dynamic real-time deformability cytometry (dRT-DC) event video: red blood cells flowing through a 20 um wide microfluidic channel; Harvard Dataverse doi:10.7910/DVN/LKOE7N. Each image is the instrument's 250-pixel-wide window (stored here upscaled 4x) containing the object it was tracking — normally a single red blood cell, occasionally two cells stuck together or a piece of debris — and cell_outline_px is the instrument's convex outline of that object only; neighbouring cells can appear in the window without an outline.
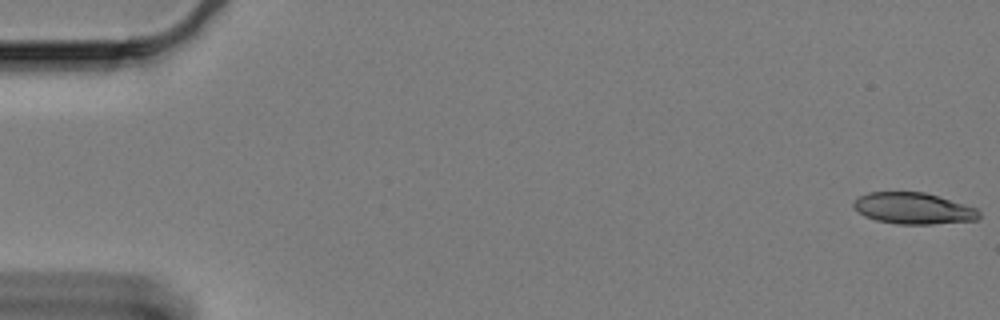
{"species": "Egyptian fruit bat (a non-hibernating species)", "species_latin": "Rousettus aegyptiacus", "temperature_condition": "cold", "stored_images_in_passage": 61, "camera_frame_rate_fps": 3000, "um_per_image_px": 0.085, "animal": {"sex": "female"}, "frame": {"image": 1, "passage_image": 1, "time_ms": 0.0, "image_size_px": [1000, 320], "cell_outline_px": [[980, 216], [976, 220], [932, 224], [896, 224], [876, 220], [864, 216], [852, 204], [860, 196], [868, 192], [924, 192], [976, 208], [980, 212]], "centroid_in_image_um": [77.63, 17.72], "position_along_channel_um": 7.4, "area_um2": 22.66}}
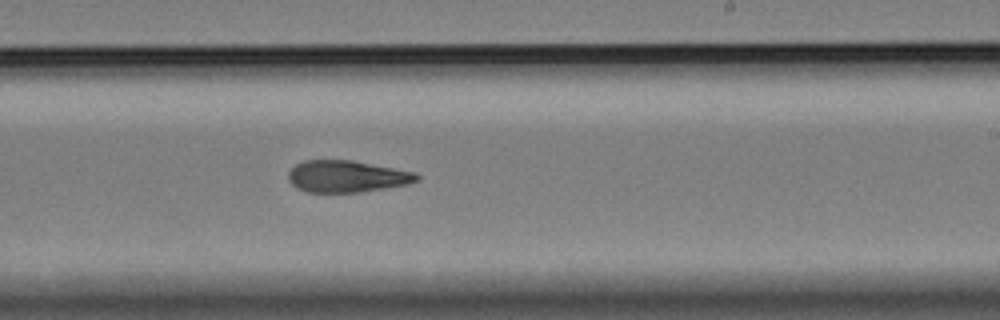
{"frame": {"image": 2, "passage_image": 37, "time_ms": 12.0, "image_size_px": [1000, 320], "cell_outline_px": [[420, 180], [408, 184], [360, 192], [308, 192], [296, 188], [288, 180], [288, 172], [296, 164], [304, 160], [352, 160], [416, 172], [420, 176]], "centroid_in_image_um": [29.48, 14.99], "position_along_channel_um": 259.5, "area_um2": 23.87}}
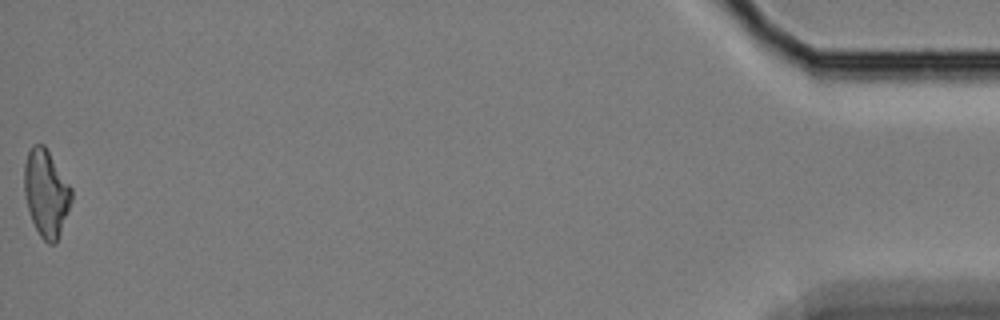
{"frame": {"image": 3, "passage_image": 61, "time_ms": 20.0, "image_size_px": [1000, 320], "cell_outline_px": [[72, 200], [56, 244], [48, 244], [40, 236], [32, 220], [24, 196], [24, 164], [28, 152], [32, 144], [44, 144], [72, 188]], "centroid_in_image_um": [3.92, 16.4], "position_along_channel_um": 431.3, "area_um2": 23.93}, "authors_computed_cell_mechanics": {"area_um2": 24.1604, "velocity_mm_per_s": 3.3035, "shape_relaxation_time_tau1_ms": null, "shape_relaxation_time_tau2_ms": 4.938, "deformation_change_tau1": null, "deformation_change_tau2": 0.1436}}